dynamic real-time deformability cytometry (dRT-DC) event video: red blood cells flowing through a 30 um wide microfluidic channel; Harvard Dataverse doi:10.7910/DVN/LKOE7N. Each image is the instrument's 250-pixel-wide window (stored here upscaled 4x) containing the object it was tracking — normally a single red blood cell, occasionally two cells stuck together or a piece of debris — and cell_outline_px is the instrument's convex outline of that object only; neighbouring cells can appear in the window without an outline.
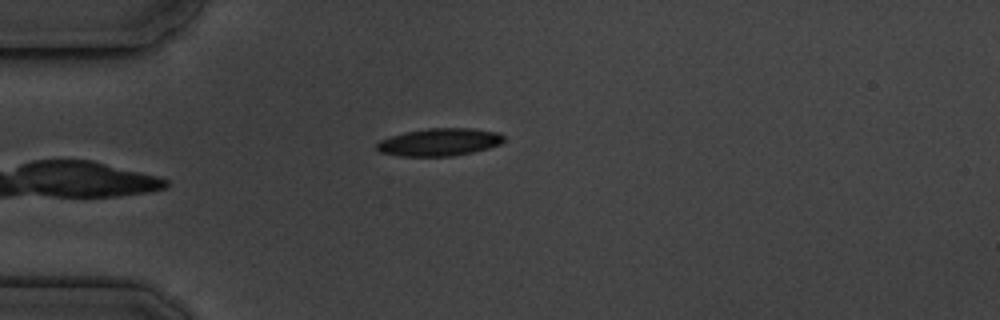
{"species": "common noctule bat (a hibernating species)", "species_latin": "Nyctalus noctula", "temperature_condition": "cold", "stored_images_in_passage": 6, "camera_frame_rate_fps": 3000, "um_per_image_px": 0.085, "animal": {"sex": "male", "body_mass_g": 19.5, "forearm_length_mm": 54.6}, "frame": {"image": 1, "passage_image": 6, "time_ms": 5.667, "image_size_px": [1000, 320], "cell_outline_px": [[504, 140], [500, 144], [488, 148], [472, 152], [452, 156], [400, 156], [380, 152], [376, 148], [376, 144], [380, 140], [404, 132], [428, 128], [472, 128], [500, 132], [504, 136]], "centroid_in_image_um": [37.36, 12.07], "position_along_channel_um": 47.6, "area_um2": 20.46}}